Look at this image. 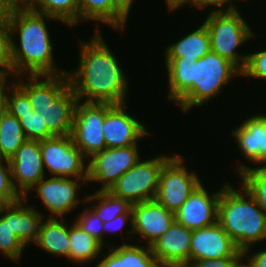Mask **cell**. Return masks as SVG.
<instances>
[{
	"label": "cell",
	"mask_w": 266,
	"mask_h": 267,
	"mask_svg": "<svg viewBox=\"0 0 266 267\" xmlns=\"http://www.w3.org/2000/svg\"><path fill=\"white\" fill-rule=\"evenodd\" d=\"M103 35L94 31L89 41L78 38V67L67 71L70 85L80 101L128 103L130 77Z\"/></svg>",
	"instance_id": "6da1fadb"
},
{
	"label": "cell",
	"mask_w": 266,
	"mask_h": 267,
	"mask_svg": "<svg viewBox=\"0 0 266 267\" xmlns=\"http://www.w3.org/2000/svg\"><path fill=\"white\" fill-rule=\"evenodd\" d=\"M49 20L63 24L56 18L30 9L12 11L8 25L13 77L67 73V69L60 68L61 64H57L54 40L47 25Z\"/></svg>",
	"instance_id": "7a4b0ae2"
},
{
	"label": "cell",
	"mask_w": 266,
	"mask_h": 267,
	"mask_svg": "<svg viewBox=\"0 0 266 267\" xmlns=\"http://www.w3.org/2000/svg\"><path fill=\"white\" fill-rule=\"evenodd\" d=\"M232 184L227 181L221 190L218 222L243 253L266 240V214L241 183Z\"/></svg>",
	"instance_id": "3957f363"
},
{
	"label": "cell",
	"mask_w": 266,
	"mask_h": 267,
	"mask_svg": "<svg viewBox=\"0 0 266 267\" xmlns=\"http://www.w3.org/2000/svg\"><path fill=\"white\" fill-rule=\"evenodd\" d=\"M241 6L231 10H209L202 20L209 32L211 51L231 61L241 71L244 69L248 54H242L240 48L257 37L249 21L240 12ZM254 30V31H253Z\"/></svg>",
	"instance_id": "277c9868"
},
{
	"label": "cell",
	"mask_w": 266,
	"mask_h": 267,
	"mask_svg": "<svg viewBox=\"0 0 266 267\" xmlns=\"http://www.w3.org/2000/svg\"><path fill=\"white\" fill-rule=\"evenodd\" d=\"M240 76L242 71L235 64L210 51L193 62L192 92L178 105L180 111L188 115L193 108L208 105L224 91L222 89L227 84L230 85L235 77Z\"/></svg>",
	"instance_id": "5b68a950"
},
{
	"label": "cell",
	"mask_w": 266,
	"mask_h": 267,
	"mask_svg": "<svg viewBox=\"0 0 266 267\" xmlns=\"http://www.w3.org/2000/svg\"><path fill=\"white\" fill-rule=\"evenodd\" d=\"M174 152V153H173ZM160 153L153 158L139 160L125 172L109 190L114 196L126 199L131 204L154 200L159 174L164 164L176 153ZM145 159V160H144Z\"/></svg>",
	"instance_id": "8992f818"
},
{
	"label": "cell",
	"mask_w": 266,
	"mask_h": 267,
	"mask_svg": "<svg viewBox=\"0 0 266 267\" xmlns=\"http://www.w3.org/2000/svg\"><path fill=\"white\" fill-rule=\"evenodd\" d=\"M87 179L46 176L37 183L23 198L29 202L30 193H36L39 203L48 211L47 218H66L68 213L76 211L79 205H85L87 192L80 196ZM80 193V194H79ZM86 194V195H85ZM81 197V198H80Z\"/></svg>",
	"instance_id": "52a82bcc"
},
{
	"label": "cell",
	"mask_w": 266,
	"mask_h": 267,
	"mask_svg": "<svg viewBox=\"0 0 266 267\" xmlns=\"http://www.w3.org/2000/svg\"><path fill=\"white\" fill-rule=\"evenodd\" d=\"M186 161L183 154L175 153L159 174L154 200L174 214L203 180L198 172L187 168Z\"/></svg>",
	"instance_id": "ba28073f"
},
{
	"label": "cell",
	"mask_w": 266,
	"mask_h": 267,
	"mask_svg": "<svg viewBox=\"0 0 266 267\" xmlns=\"http://www.w3.org/2000/svg\"><path fill=\"white\" fill-rule=\"evenodd\" d=\"M113 106L110 103L76 102L71 136L87 160L106 148L102 127L105 114Z\"/></svg>",
	"instance_id": "9c48e42d"
},
{
	"label": "cell",
	"mask_w": 266,
	"mask_h": 267,
	"mask_svg": "<svg viewBox=\"0 0 266 267\" xmlns=\"http://www.w3.org/2000/svg\"><path fill=\"white\" fill-rule=\"evenodd\" d=\"M39 145L46 176L87 179L88 160L71 135L40 140Z\"/></svg>",
	"instance_id": "30bf717a"
},
{
	"label": "cell",
	"mask_w": 266,
	"mask_h": 267,
	"mask_svg": "<svg viewBox=\"0 0 266 267\" xmlns=\"http://www.w3.org/2000/svg\"><path fill=\"white\" fill-rule=\"evenodd\" d=\"M139 144L122 148H105L88 159L87 183L100 184L95 191H109L117 180L131 169L143 154Z\"/></svg>",
	"instance_id": "8fae6325"
},
{
	"label": "cell",
	"mask_w": 266,
	"mask_h": 267,
	"mask_svg": "<svg viewBox=\"0 0 266 267\" xmlns=\"http://www.w3.org/2000/svg\"><path fill=\"white\" fill-rule=\"evenodd\" d=\"M128 103L114 105L106 114L103 124V135L106 148H122L140 144V140L149 138L153 133L148 131L144 122L136 114L127 111Z\"/></svg>",
	"instance_id": "7c38bea8"
},
{
	"label": "cell",
	"mask_w": 266,
	"mask_h": 267,
	"mask_svg": "<svg viewBox=\"0 0 266 267\" xmlns=\"http://www.w3.org/2000/svg\"><path fill=\"white\" fill-rule=\"evenodd\" d=\"M226 183L211 192L202 182L175 212V221L192 231L218 222V203Z\"/></svg>",
	"instance_id": "4fadbf2b"
},
{
	"label": "cell",
	"mask_w": 266,
	"mask_h": 267,
	"mask_svg": "<svg viewBox=\"0 0 266 267\" xmlns=\"http://www.w3.org/2000/svg\"><path fill=\"white\" fill-rule=\"evenodd\" d=\"M8 161L13 186L21 197L46 177L39 140H26Z\"/></svg>",
	"instance_id": "5bb4252c"
},
{
	"label": "cell",
	"mask_w": 266,
	"mask_h": 267,
	"mask_svg": "<svg viewBox=\"0 0 266 267\" xmlns=\"http://www.w3.org/2000/svg\"><path fill=\"white\" fill-rule=\"evenodd\" d=\"M174 221L175 214L155 200L132 204L133 237L140 241L134 243L151 247Z\"/></svg>",
	"instance_id": "9a60e30c"
},
{
	"label": "cell",
	"mask_w": 266,
	"mask_h": 267,
	"mask_svg": "<svg viewBox=\"0 0 266 267\" xmlns=\"http://www.w3.org/2000/svg\"><path fill=\"white\" fill-rule=\"evenodd\" d=\"M247 115L230 131L238 152L250 165L266 164V113Z\"/></svg>",
	"instance_id": "2e32d148"
},
{
	"label": "cell",
	"mask_w": 266,
	"mask_h": 267,
	"mask_svg": "<svg viewBox=\"0 0 266 267\" xmlns=\"http://www.w3.org/2000/svg\"><path fill=\"white\" fill-rule=\"evenodd\" d=\"M219 258H242V252L220 223L193 230L190 262Z\"/></svg>",
	"instance_id": "e0dca14e"
},
{
	"label": "cell",
	"mask_w": 266,
	"mask_h": 267,
	"mask_svg": "<svg viewBox=\"0 0 266 267\" xmlns=\"http://www.w3.org/2000/svg\"><path fill=\"white\" fill-rule=\"evenodd\" d=\"M192 230L177 221L160 236L151 250L162 267H185L190 262Z\"/></svg>",
	"instance_id": "ac0fdd59"
},
{
	"label": "cell",
	"mask_w": 266,
	"mask_h": 267,
	"mask_svg": "<svg viewBox=\"0 0 266 267\" xmlns=\"http://www.w3.org/2000/svg\"><path fill=\"white\" fill-rule=\"evenodd\" d=\"M14 83L28 96L30 105L39 114L70 85L67 73L26 78L17 76L14 77Z\"/></svg>",
	"instance_id": "d6986e66"
},
{
	"label": "cell",
	"mask_w": 266,
	"mask_h": 267,
	"mask_svg": "<svg viewBox=\"0 0 266 267\" xmlns=\"http://www.w3.org/2000/svg\"><path fill=\"white\" fill-rule=\"evenodd\" d=\"M130 18L116 5L115 0H79V25L95 22V32L102 31V26H108L121 34Z\"/></svg>",
	"instance_id": "ffe728a7"
},
{
	"label": "cell",
	"mask_w": 266,
	"mask_h": 267,
	"mask_svg": "<svg viewBox=\"0 0 266 267\" xmlns=\"http://www.w3.org/2000/svg\"><path fill=\"white\" fill-rule=\"evenodd\" d=\"M37 208L23 197L17 202L10 203V228L27 248L35 243L47 218L46 214Z\"/></svg>",
	"instance_id": "44dd1931"
},
{
	"label": "cell",
	"mask_w": 266,
	"mask_h": 267,
	"mask_svg": "<svg viewBox=\"0 0 266 267\" xmlns=\"http://www.w3.org/2000/svg\"><path fill=\"white\" fill-rule=\"evenodd\" d=\"M77 96L69 85L51 104L43 109L42 117L54 136L72 134Z\"/></svg>",
	"instance_id": "7402d4cb"
},
{
	"label": "cell",
	"mask_w": 266,
	"mask_h": 267,
	"mask_svg": "<svg viewBox=\"0 0 266 267\" xmlns=\"http://www.w3.org/2000/svg\"><path fill=\"white\" fill-rule=\"evenodd\" d=\"M193 32L181 36L169 45L164 46V59L198 60L211 51L210 36L204 22L196 26ZM190 32V33H189Z\"/></svg>",
	"instance_id": "603a6c76"
},
{
	"label": "cell",
	"mask_w": 266,
	"mask_h": 267,
	"mask_svg": "<svg viewBox=\"0 0 266 267\" xmlns=\"http://www.w3.org/2000/svg\"><path fill=\"white\" fill-rule=\"evenodd\" d=\"M69 222L66 218H46L33 245L48 255L69 261Z\"/></svg>",
	"instance_id": "cb8c5ba5"
},
{
	"label": "cell",
	"mask_w": 266,
	"mask_h": 267,
	"mask_svg": "<svg viewBox=\"0 0 266 267\" xmlns=\"http://www.w3.org/2000/svg\"><path fill=\"white\" fill-rule=\"evenodd\" d=\"M167 74L166 101L179 105L192 92L193 62L189 59H163Z\"/></svg>",
	"instance_id": "d4e9b609"
},
{
	"label": "cell",
	"mask_w": 266,
	"mask_h": 267,
	"mask_svg": "<svg viewBox=\"0 0 266 267\" xmlns=\"http://www.w3.org/2000/svg\"><path fill=\"white\" fill-rule=\"evenodd\" d=\"M69 223V261L80 267L98 261L105 247L87 234L73 219ZM91 262V263H90ZM82 265V266H81Z\"/></svg>",
	"instance_id": "484cf974"
},
{
	"label": "cell",
	"mask_w": 266,
	"mask_h": 267,
	"mask_svg": "<svg viewBox=\"0 0 266 267\" xmlns=\"http://www.w3.org/2000/svg\"><path fill=\"white\" fill-rule=\"evenodd\" d=\"M233 167L246 190L257 201L259 208L266 214V164L249 166L239 161ZM240 162V163H239Z\"/></svg>",
	"instance_id": "4316f807"
},
{
	"label": "cell",
	"mask_w": 266,
	"mask_h": 267,
	"mask_svg": "<svg viewBox=\"0 0 266 267\" xmlns=\"http://www.w3.org/2000/svg\"><path fill=\"white\" fill-rule=\"evenodd\" d=\"M86 204L103 223L112 221L120 214L132 213V204L129 201L116 197L109 191H93L87 195Z\"/></svg>",
	"instance_id": "83f0119b"
},
{
	"label": "cell",
	"mask_w": 266,
	"mask_h": 267,
	"mask_svg": "<svg viewBox=\"0 0 266 267\" xmlns=\"http://www.w3.org/2000/svg\"><path fill=\"white\" fill-rule=\"evenodd\" d=\"M30 10L56 18L69 28L79 24V0H36Z\"/></svg>",
	"instance_id": "f1b7e54d"
},
{
	"label": "cell",
	"mask_w": 266,
	"mask_h": 267,
	"mask_svg": "<svg viewBox=\"0 0 266 267\" xmlns=\"http://www.w3.org/2000/svg\"><path fill=\"white\" fill-rule=\"evenodd\" d=\"M26 140L20 120L5 110L0 115V157L9 160Z\"/></svg>",
	"instance_id": "f546056e"
},
{
	"label": "cell",
	"mask_w": 266,
	"mask_h": 267,
	"mask_svg": "<svg viewBox=\"0 0 266 267\" xmlns=\"http://www.w3.org/2000/svg\"><path fill=\"white\" fill-rule=\"evenodd\" d=\"M26 249L10 228V204H0V253L11 262L18 263Z\"/></svg>",
	"instance_id": "4dcf8cb0"
},
{
	"label": "cell",
	"mask_w": 266,
	"mask_h": 267,
	"mask_svg": "<svg viewBox=\"0 0 266 267\" xmlns=\"http://www.w3.org/2000/svg\"><path fill=\"white\" fill-rule=\"evenodd\" d=\"M16 116L20 120L24 135L27 140H44L55 137L44 122L42 113L26 112V113H9Z\"/></svg>",
	"instance_id": "1f68e13d"
},
{
	"label": "cell",
	"mask_w": 266,
	"mask_h": 267,
	"mask_svg": "<svg viewBox=\"0 0 266 267\" xmlns=\"http://www.w3.org/2000/svg\"><path fill=\"white\" fill-rule=\"evenodd\" d=\"M127 267H162L153 255L151 247L127 243Z\"/></svg>",
	"instance_id": "d6a6232c"
},
{
	"label": "cell",
	"mask_w": 266,
	"mask_h": 267,
	"mask_svg": "<svg viewBox=\"0 0 266 267\" xmlns=\"http://www.w3.org/2000/svg\"><path fill=\"white\" fill-rule=\"evenodd\" d=\"M73 221L103 245V222L86 203Z\"/></svg>",
	"instance_id": "836d02e7"
},
{
	"label": "cell",
	"mask_w": 266,
	"mask_h": 267,
	"mask_svg": "<svg viewBox=\"0 0 266 267\" xmlns=\"http://www.w3.org/2000/svg\"><path fill=\"white\" fill-rule=\"evenodd\" d=\"M129 222V223H128ZM127 228V226H129L126 230L124 229L125 227ZM133 223H132V213H123L118 215L117 217H115L112 221H107L103 223V246L105 248H109L112 246V244L114 245V241L113 243H110V241H106L105 238H107L106 236L108 235H112L116 233V235L119 234L120 235H124L127 234L128 237L126 238L127 240L131 239L130 242L132 243V241L134 242V238L133 237ZM111 233V234H110ZM132 234V235H131Z\"/></svg>",
	"instance_id": "e575fe53"
},
{
	"label": "cell",
	"mask_w": 266,
	"mask_h": 267,
	"mask_svg": "<svg viewBox=\"0 0 266 267\" xmlns=\"http://www.w3.org/2000/svg\"><path fill=\"white\" fill-rule=\"evenodd\" d=\"M255 52L247 53V62L242 70L243 79L246 77L250 79H259L266 82V47H260Z\"/></svg>",
	"instance_id": "d590c367"
},
{
	"label": "cell",
	"mask_w": 266,
	"mask_h": 267,
	"mask_svg": "<svg viewBox=\"0 0 266 267\" xmlns=\"http://www.w3.org/2000/svg\"><path fill=\"white\" fill-rule=\"evenodd\" d=\"M125 236L124 239L121 238L120 244L105 248L94 267H127V243L130 242L125 239Z\"/></svg>",
	"instance_id": "8d00e7d4"
},
{
	"label": "cell",
	"mask_w": 266,
	"mask_h": 267,
	"mask_svg": "<svg viewBox=\"0 0 266 267\" xmlns=\"http://www.w3.org/2000/svg\"><path fill=\"white\" fill-rule=\"evenodd\" d=\"M21 198L13 186L8 159L0 157V204L14 203Z\"/></svg>",
	"instance_id": "74e56055"
},
{
	"label": "cell",
	"mask_w": 266,
	"mask_h": 267,
	"mask_svg": "<svg viewBox=\"0 0 266 267\" xmlns=\"http://www.w3.org/2000/svg\"><path fill=\"white\" fill-rule=\"evenodd\" d=\"M5 110L8 113H26L34 111L30 105L28 96L14 82L7 89Z\"/></svg>",
	"instance_id": "f35d334b"
},
{
	"label": "cell",
	"mask_w": 266,
	"mask_h": 267,
	"mask_svg": "<svg viewBox=\"0 0 266 267\" xmlns=\"http://www.w3.org/2000/svg\"><path fill=\"white\" fill-rule=\"evenodd\" d=\"M10 42L8 23H0V75L13 77Z\"/></svg>",
	"instance_id": "ab89813d"
},
{
	"label": "cell",
	"mask_w": 266,
	"mask_h": 267,
	"mask_svg": "<svg viewBox=\"0 0 266 267\" xmlns=\"http://www.w3.org/2000/svg\"><path fill=\"white\" fill-rule=\"evenodd\" d=\"M237 1L250 2V0H191L187 5L194 7V10L198 8L197 10L200 9L201 11L207 8L209 11V6L212 8V11L231 10L239 7L236 4Z\"/></svg>",
	"instance_id": "60d3db41"
},
{
	"label": "cell",
	"mask_w": 266,
	"mask_h": 267,
	"mask_svg": "<svg viewBox=\"0 0 266 267\" xmlns=\"http://www.w3.org/2000/svg\"><path fill=\"white\" fill-rule=\"evenodd\" d=\"M242 258H219L189 262L185 267H234Z\"/></svg>",
	"instance_id": "b9f144b4"
},
{
	"label": "cell",
	"mask_w": 266,
	"mask_h": 267,
	"mask_svg": "<svg viewBox=\"0 0 266 267\" xmlns=\"http://www.w3.org/2000/svg\"><path fill=\"white\" fill-rule=\"evenodd\" d=\"M242 258L249 267H266V248L253 252L252 247H250L242 253Z\"/></svg>",
	"instance_id": "7bdbcfd3"
},
{
	"label": "cell",
	"mask_w": 266,
	"mask_h": 267,
	"mask_svg": "<svg viewBox=\"0 0 266 267\" xmlns=\"http://www.w3.org/2000/svg\"><path fill=\"white\" fill-rule=\"evenodd\" d=\"M14 82V77L0 75V115L5 111L8 87Z\"/></svg>",
	"instance_id": "ee69618b"
},
{
	"label": "cell",
	"mask_w": 266,
	"mask_h": 267,
	"mask_svg": "<svg viewBox=\"0 0 266 267\" xmlns=\"http://www.w3.org/2000/svg\"><path fill=\"white\" fill-rule=\"evenodd\" d=\"M13 9L8 5L6 0H0V23H8Z\"/></svg>",
	"instance_id": "f6af8a7d"
},
{
	"label": "cell",
	"mask_w": 266,
	"mask_h": 267,
	"mask_svg": "<svg viewBox=\"0 0 266 267\" xmlns=\"http://www.w3.org/2000/svg\"><path fill=\"white\" fill-rule=\"evenodd\" d=\"M8 5L13 9H30L36 0H6Z\"/></svg>",
	"instance_id": "bcb514c9"
},
{
	"label": "cell",
	"mask_w": 266,
	"mask_h": 267,
	"mask_svg": "<svg viewBox=\"0 0 266 267\" xmlns=\"http://www.w3.org/2000/svg\"><path fill=\"white\" fill-rule=\"evenodd\" d=\"M166 5V10H168L170 13H174L173 11H177L180 10L181 8L183 9V7H185V5L187 6V4L191 1V0H164Z\"/></svg>",
	"instance_id": "7dc6e473"
},
{
	"label": "cell",
	"mask_w": 266,
	"mask_h": 267,
	"mask_svg": "<svg viewBox=\"0 0 266 267\" xmlns=\"http://www.w3.org/2000/svg\"><path fill=\"white\" fill-rule=\"evenodd\" d=\"M136 0H115L116 5L129 17Z\"/></svg>",
	"instance_id": "c3c4849f"
},
{
	"label": "cell",
	"mask_w": 266,
	"mask_h": 267,
	"mask_svg": "<svg viewBox=\"0 0 266 267\" xmlns=\"http://www.w3.org/2000/svg\"><path fill=\"white\" fill-rule=\"evenodd\" d=\"M234 267H249V265L242 258Z\"/></svg>",
	"instance_id": "681fc988"
}]
</instances>
